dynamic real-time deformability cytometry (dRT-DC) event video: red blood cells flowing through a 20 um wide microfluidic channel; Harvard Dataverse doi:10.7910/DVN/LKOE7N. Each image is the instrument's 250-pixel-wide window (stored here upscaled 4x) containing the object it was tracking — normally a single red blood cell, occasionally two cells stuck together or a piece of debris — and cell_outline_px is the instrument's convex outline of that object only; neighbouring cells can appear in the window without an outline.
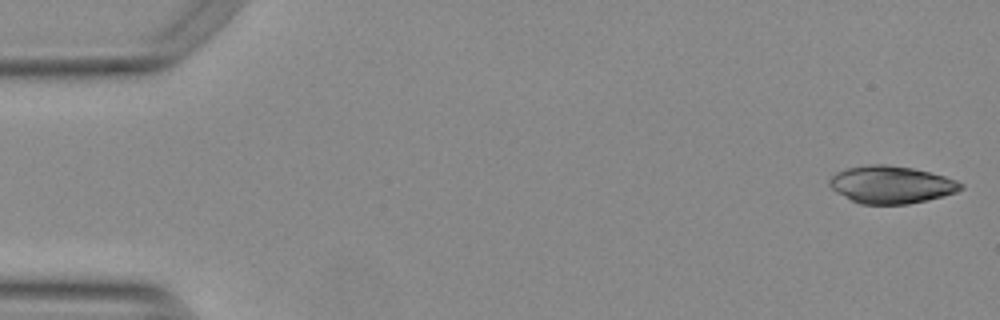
{"species": "Egyptian fruit bat (a non-hibernating species)", "species_latin": "Rousettus aegyptiacus", "temperature_condition": "warm", "stored_images_in_passage": 23, "camera_frame_rate_fps": 3000, "um_per_image_px": 0.085, "animal": {"sex": "female"}, "frame": {"image": 1, "passage_image": 1, "time_ms": 0.0, "image_size_px": [1000, 320], "cell_outline_px": [[964, 188], [956, 192], [944, 196], [928, 200], [908, 204], [860, 204], [836, 192], [828, 184], [828, 180], [836, 172], [848, 168], [868, 164], [884, 164], [912, 168], [944, 176], [956, 180], [964, 184]], "centroid_in_image_um": [75.76, 15.7], "position_along_channel_um": 9.2, "area_um2": 28.67}}
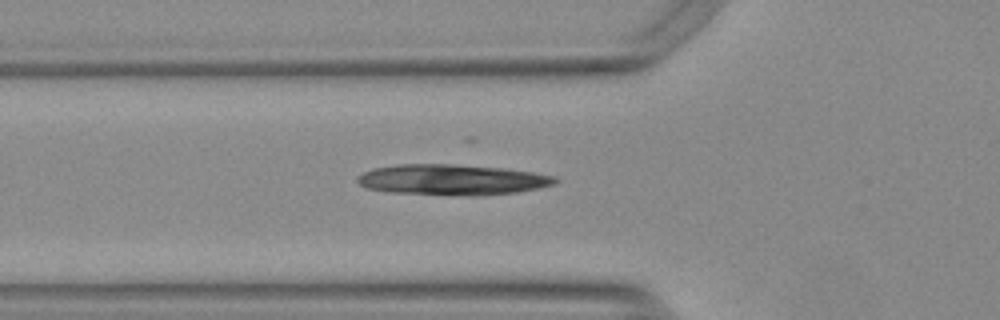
{"frame": {"image": 2, "passage_image": 18, "time_ms": 5.667, "image_size_px": [1000, 320], "cell_outline_px": [[560, 180], [556, 184], [516, 192], [484, 196], [464, 196], [388, 192], [364, 188], [356, 180], [356, 176], [372, 168], [400, 164], [452, 164], [504, 168], [532, 172], [556, 176]], "centroid_in_image_um": [38.42, 15.28], "position_along_channel_um": 87.4, "area_um2": 35.72}}
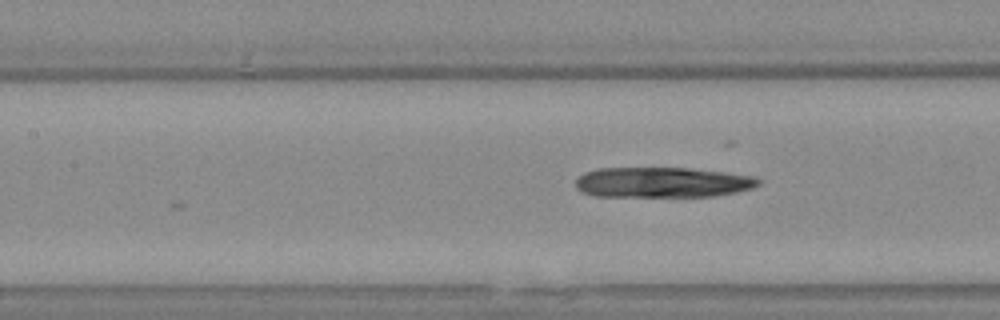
{"frame": {"image": 3, "passage_image": 23, "time_ms": 7.333, "image_size_px": [1000, 320], "cell_outline_px": [[760, 184], [752, 188], [736, 192], [716, 196], [596, 196], [580, 192], [576, 188], [576, 180], [584, 172], [596, 168], [688, 168], [724, 172], [752, 176], [760, 180]], "centroid_in_image_um": [56.27, 15.5], "position_along_channel_um": 151.1, "area_um2": 32.31}}